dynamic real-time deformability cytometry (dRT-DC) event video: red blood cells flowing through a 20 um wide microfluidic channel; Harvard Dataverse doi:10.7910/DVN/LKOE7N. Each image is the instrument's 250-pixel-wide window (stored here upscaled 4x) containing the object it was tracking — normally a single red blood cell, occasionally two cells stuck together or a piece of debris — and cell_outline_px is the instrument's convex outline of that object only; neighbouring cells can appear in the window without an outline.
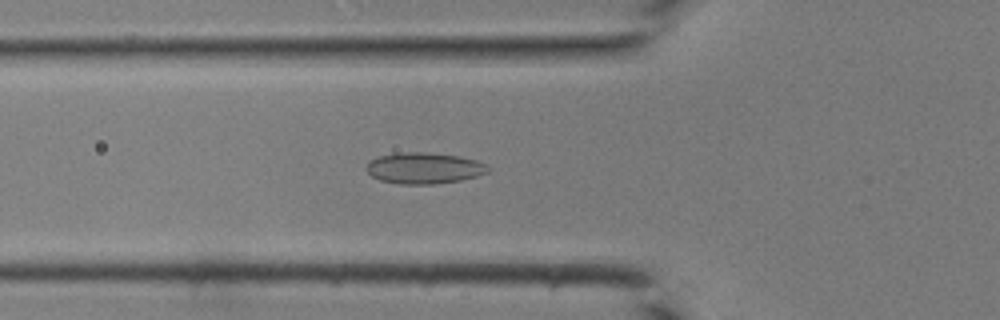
{"species": "common noctule bat (a hibernating species)", "species_latin": "Nyctalus noctula", "temperature_condition": "room temperature", "stored_images_in_passage": 43, "camera_frame_rate_fps": 3000, "um_per_image_px": 0.085, "animal": {"sex": "male", "body_mass_g": 19.0, "forearm_length_mm": 50.8}, "frame": {"image": 1, "passage_image": 15, "time_ms": 4.667, "image_size_px": [1000, 320], "cell_outline_px": [[492, 168], [488, 172], [476, 176], [460, 180], [436, 184], [400, 184], [380, 180], [372, 176], [364, 168], [368, 160], [380, 156], [400, 152], [420, 152], [456, 156], [476, 160]], "centroid_in_image_um": [36.01, 14.3], "position_along_channel_um": 89.8, "area_um2": 22.02}}
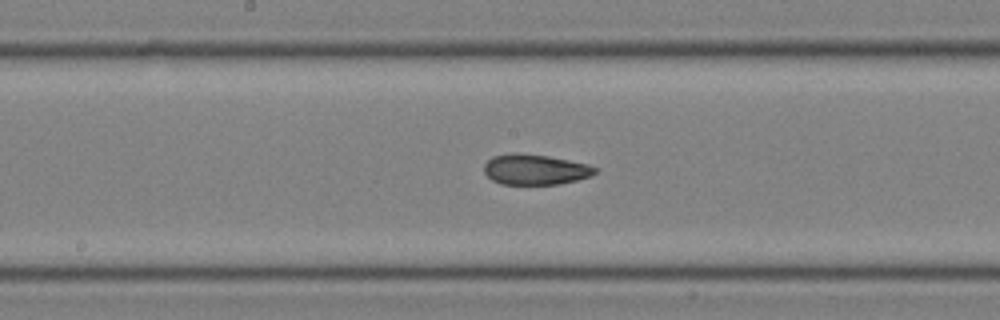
{"frame": {"image": 2, "passage_image": 22, "time_ms": 7.0, "image_size_px": [1000, 320], "cell_outline_px": [[596, 172], [592, 176], [560, 184], [500, 184], [492, 180], [484, 172], [484, 164], [492, 156], [548, 156], [588, 164], [596, 168]], "centroid_in_image_um": [45.53, 14.46], "position_along_channel_um": 202.7, "area_um2": 18.9}}
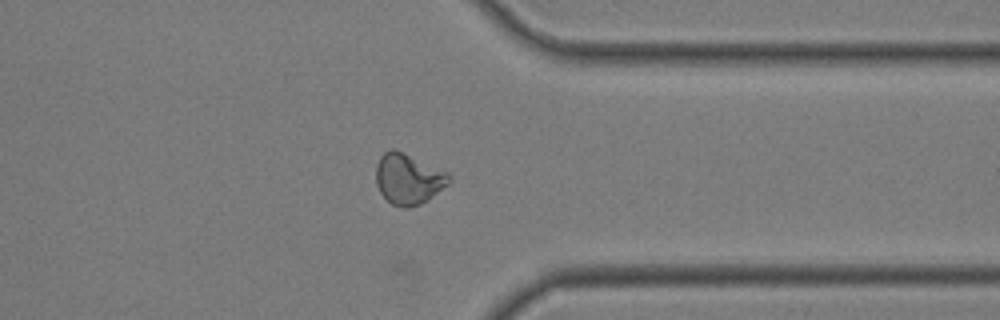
{"frame": {"image": 3, "passage_image": 33, "time_ms": 10.667, "image_size_px": [1000, 320], "cell_outline_px": [[452, 180], [448, 184], [432, 196], [420, 204], [408, 208], [404, 208], [392, 204], [380, 192], [376, 184], [376, 164], [380, 156], [384, 152], [392, 148], [396, 148], [448, 172], [452, 176]], "centroid_in_image_um": [34.71, 15.18], "position_along_channel_um": 376.7, "area_um2": 21.73}}